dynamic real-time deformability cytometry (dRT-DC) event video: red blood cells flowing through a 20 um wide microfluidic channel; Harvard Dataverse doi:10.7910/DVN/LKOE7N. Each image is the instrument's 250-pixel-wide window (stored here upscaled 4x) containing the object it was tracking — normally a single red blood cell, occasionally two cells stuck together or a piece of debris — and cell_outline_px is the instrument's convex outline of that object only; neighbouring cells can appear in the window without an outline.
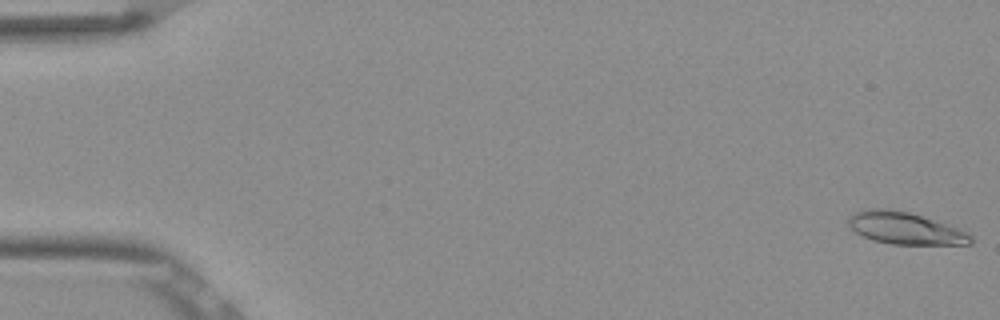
{"species": "Egyptian fruit bat (a non-hibernating species)", "species_latin": "Rousettus aegyptiacus", "temperature_condition": "room temperature", "stored_images_in_passage": 12, "camera_frame_rate_fps": 3000, "um_per_image_px": 0.085, "frame": {"image": 1, "passage_image": 1, "time_ms": 0.0, "image_size_px": [1000, 320], "cell_outline_px": [[972, 244], [892, 244], [872, 240], [856, 232], [848, 224], [848, 220], [856, 212], [872, 208], [888, 208], [908, 212], [948, 224], [972, 236]], "centroid_in_image_um": [76.93, 19.4], "position_along_channel_um": 8.1, "area_um2": 22.43}}